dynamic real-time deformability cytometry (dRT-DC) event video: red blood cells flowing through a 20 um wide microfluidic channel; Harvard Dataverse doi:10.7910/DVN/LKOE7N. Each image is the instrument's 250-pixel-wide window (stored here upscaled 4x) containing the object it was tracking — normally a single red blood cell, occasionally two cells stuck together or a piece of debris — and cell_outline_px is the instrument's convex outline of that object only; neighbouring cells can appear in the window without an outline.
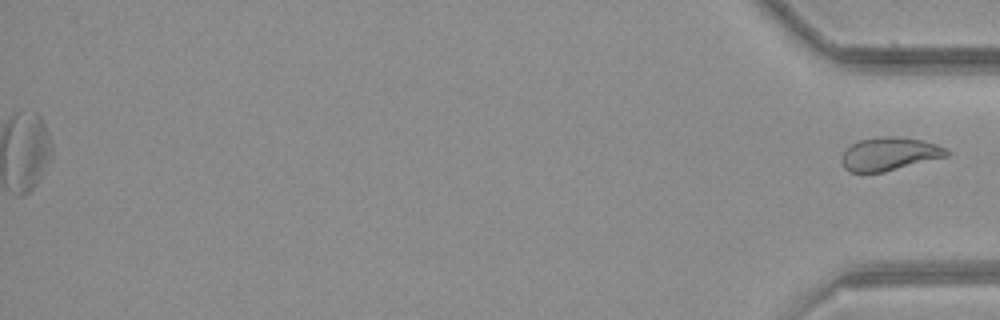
{"species": "common noctule bat (a hibernating species)", "species_latin": "Nyctalus noctula", "temperature_condition": "room temperature", "stored_images_in_passage": 40, "segment_of_instrument_passage": [2, 2], "camera_frame_rate_fps": 3000, "um_per_image_px": 0.085, "animal": {"sex": "female", "body_mass_g": 21.9}, "frame": {"image": 1, "passage_image": 40, "time_ms": 13.0, "image_size_px": [1000, 320], "cell_outline_px": [[952, 152], [948, 156], [884, 172], [848, 172], [844, 168], [840, 160], [840, 156], [844, 148], [860, 140], [880, 136], [900, 136], [920, 140], [936, 144], [948, 148]], "centroid_in_image_um": [75.58, 13.08], "position_along_channel_um": 359.6, "area_um2": 20.69}}